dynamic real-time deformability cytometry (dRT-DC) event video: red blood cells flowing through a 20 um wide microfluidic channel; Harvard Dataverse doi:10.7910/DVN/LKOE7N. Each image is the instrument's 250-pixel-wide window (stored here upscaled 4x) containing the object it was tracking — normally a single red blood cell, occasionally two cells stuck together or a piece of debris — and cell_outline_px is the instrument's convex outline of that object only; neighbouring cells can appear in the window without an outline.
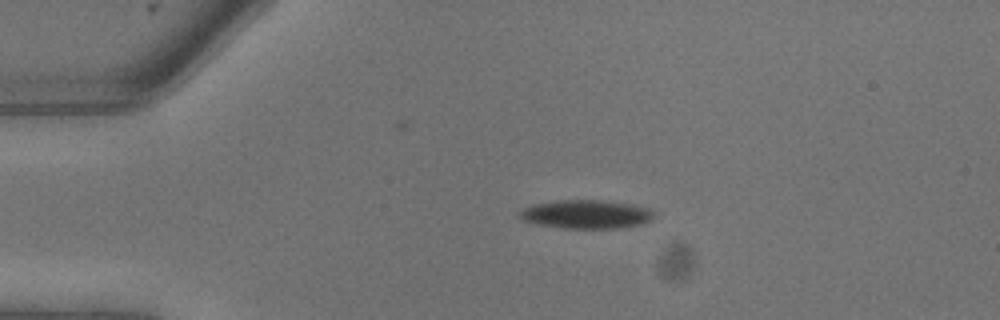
{"species": "common noctule bat (a hibernating species)", "species_latin": "Nyctalus noctula", "temperature_condition": "warm", "stored_images_in_passage": 3, "camera_frame_rate_fps": 3000, "um_per_image_px": 0.085, "animal": {"sex": "male", "body_mass_g": 13.3}, "frame": {"image": 1, "passage_image": 1, "time_ms": 0.0, "image_size_px": [1000, 320], "cell_outline_px": [[652, 216], [648, 220], [640, 224], [616, 228], [564, 228], [536, 224], [520, 220], [516, 216], [516, 212], [532, 204], [556, 200], [604, 200], [632, 204], [648, 208], [652, 212]], "centroid_in_image_um": [49.7, 18.2], "position_along_channel_um": 35.3, "area_um2": 22.48}}